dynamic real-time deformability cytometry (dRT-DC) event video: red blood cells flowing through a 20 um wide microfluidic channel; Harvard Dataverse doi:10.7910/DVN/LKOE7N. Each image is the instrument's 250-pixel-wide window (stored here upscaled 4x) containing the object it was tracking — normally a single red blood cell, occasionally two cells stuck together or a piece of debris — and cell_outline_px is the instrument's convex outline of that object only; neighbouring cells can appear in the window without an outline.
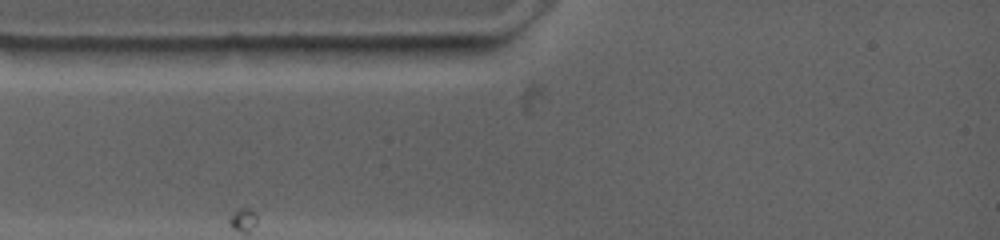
{"species": "common noctule bat (a hibernating species)", "species_latin": "Nyctalus noctula", "temperature_condition": "warm", "stored_images_in_passage": 3, "camera_frame_rate_fps": 4500, "um_per_image_px": 0.085, "animal": {"sex": "female", "body_mass_g": 19.0, "forearm_length_mm": 53.3}, "frame": {"image": 1, "passage_image": 1, "time_ms": 0.0, "image_size_px": [1000, 240], "cell_outline_px": [[496, 44], [488, 52], [400, 64], [376, 64], [368, 60], [360, 48], [432, 44]], "centroid_in_image_um": [35.82, 4.47], "position_along_channel_um": 49.2, "area_um2": 13.18}}